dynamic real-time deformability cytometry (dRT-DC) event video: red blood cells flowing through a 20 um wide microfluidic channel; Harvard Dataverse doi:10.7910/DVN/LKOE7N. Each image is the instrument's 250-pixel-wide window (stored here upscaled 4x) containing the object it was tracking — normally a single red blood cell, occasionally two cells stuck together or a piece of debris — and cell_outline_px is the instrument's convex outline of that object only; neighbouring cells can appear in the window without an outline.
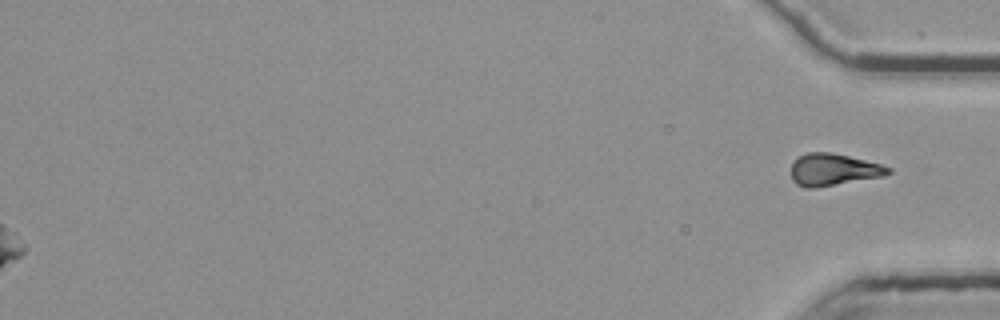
{"species": "common noctule bat (a hibernating species)", "species_latin": "Nyctalus noctula", "temperature_condition": "room temperature", "stored_images_in_passage": 52, "segment_of_instrument_passage": [2, 2], "camera_frame_rate_fps": 3000, "um_per_image_px": 0.085, "animal": {"sex": "female", "body_mass_g": 25.1}, "frame": {"image": 1, "passage_image": 52, "time_ms": 17.0, "image_size_px": [1000, 320], "cell_outline_px": [[892, 172], [884, 176], [816, 188], [804, 188], [796, 184], [792, 180], [792, 164], [800, 156], [808, 152], [832, 152], [880, 164], [892, 168]], "centroid_in_image_um": [70.84, 14.43], "position_along_channel_um": 364.4, "area_um2": 18.09}}